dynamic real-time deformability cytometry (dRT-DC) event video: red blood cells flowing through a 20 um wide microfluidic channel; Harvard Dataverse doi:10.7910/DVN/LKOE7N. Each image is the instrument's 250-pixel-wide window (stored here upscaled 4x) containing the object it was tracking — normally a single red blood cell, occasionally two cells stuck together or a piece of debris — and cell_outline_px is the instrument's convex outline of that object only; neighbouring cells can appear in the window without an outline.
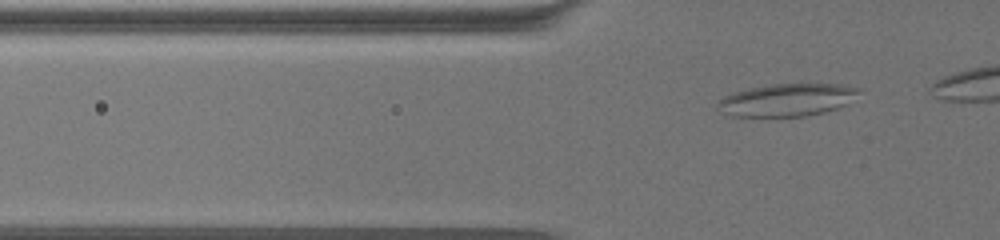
{"species": "common noctule bat (a hibernating species)", "species_latin": "Nyctalus noctula", "temperature_condition": "warm", "stored_images_in_passage": 40, "camera_frame_rate_fps": 3000, "um_per_image_px": 0.085, "animal": {"sex": "female", "body_mass_g": 19.5, "forearm_length_mm": 54.1}, "frame": {"image": 1, "passage_image": 4, "time_ms": 1.0, "image_size_px": [1000, 240], "cell_outline_px": [[860, 92], [844, 104], [836, 108], [824, 112], [804, 116], [732, 116], [716, 108], [716, 104], [724, 96], [732, 92], [748, 88], [772, 84], [840, 84], [860, 88]], "centroid_in_image_um": [66.85, 8.48], "position_along_channel_um": 59.0, "area_um2": 26.53}}
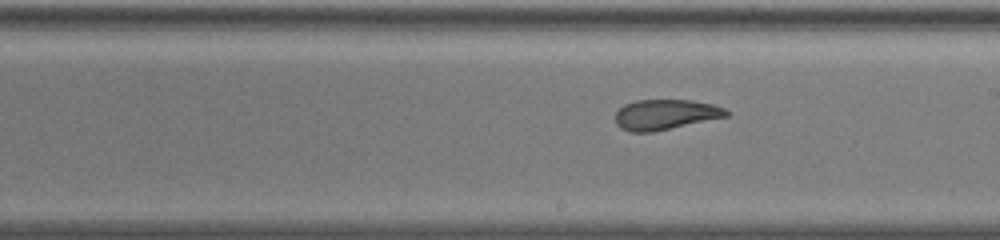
{"frame": {"image": 2, "passage_image": 22, "time_ms": 7.0, "image_size_px": [1000, 240], "cell_outline_px": [[728, 116], [652, 132], [632, 132], [620, 128], [616, 124], [616, 112], [624, 104], [636, 100], [692, 100], [712, 104], [724, 108], [728, 112]], "centroid_in_image_um": [56.53, 9.73], "position_along_channel_um": 232.5, "area_um2": 19.42}}
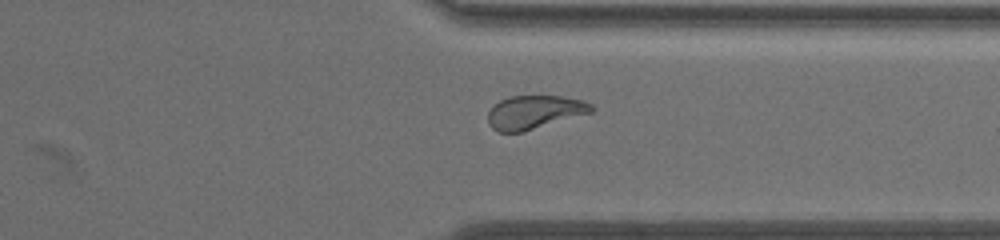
{"frame": {"image": 3, "passage_image": 35, "time_ms": 11.333, "image_size_px": [1000, 240], "cell_outline_px": [[592, 112], [520, 132], [500, 132], [492, 128], [488, 124], [488, 112], [500, 100], [508, 96], [560, 96], [584, 100], [592, 104]], "centroid_in_image_um": [45.41, 9.52], "position_along_channel_um": 366.0, "area_um2": 19.88}}